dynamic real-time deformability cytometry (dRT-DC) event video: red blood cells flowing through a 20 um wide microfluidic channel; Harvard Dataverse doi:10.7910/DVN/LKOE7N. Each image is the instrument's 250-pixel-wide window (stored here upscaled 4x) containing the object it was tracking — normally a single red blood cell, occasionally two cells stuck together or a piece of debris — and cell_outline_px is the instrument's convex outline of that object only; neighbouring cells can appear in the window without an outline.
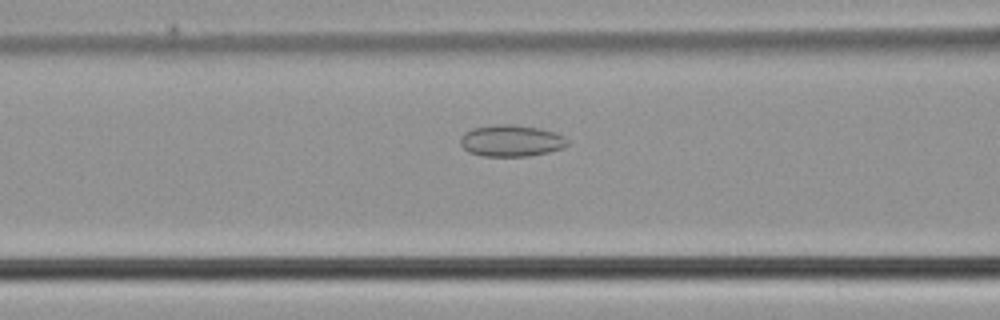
{"species": "common noctule bat (a hibernating species)", "species_latin": "Nyctalus noctula", "temperature_condition": "cold", "stored_images_in_passage": 38, "camera_frame_rate_fps": 3000, "um_per_image_px": 0.085, "animal": {"sex": "male", "body_mass_g": 21.5, "forearm_length_mm": 52.0}, "frame": {"image": 1, "passage_image": 14, "time_ms": 4.333, "image_size_px": [1000, 320], "cell_outline_px": [[568, 144], [564, 148], [548, 152], [528, 156], [484, 156], [468, 152], [460, 144], [460, 136], [464, 132], [472, 128], [496, 124], [512, 124], [540, 128], [556, 132], [564, 136], [568, 140]], "centroid_in_image_um": [43.45, 11.95], "position_along_channel_um": 123.1, "area_um2": 19.94}}
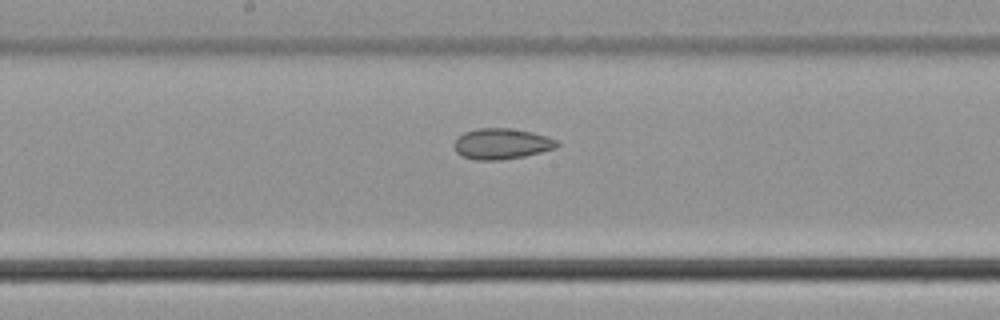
{"frame": {"image": 2, "passage_image": 20, "time_ms": 6.333, "image_size_px": [1000, 320], "cell_outline_px": [[560, 144], [556, 148], [524, 156], [500, 160], [476, 160], [460, 156], [456, 152], [452, 144], [464, 132], [476, 128], [508, 128], [532, 132], [548, 136], [556, 140]], "centroid_in_image_um": [42.62, 12.22], "position_along_channel_um": 205.6, "area_um2": 18.55}}
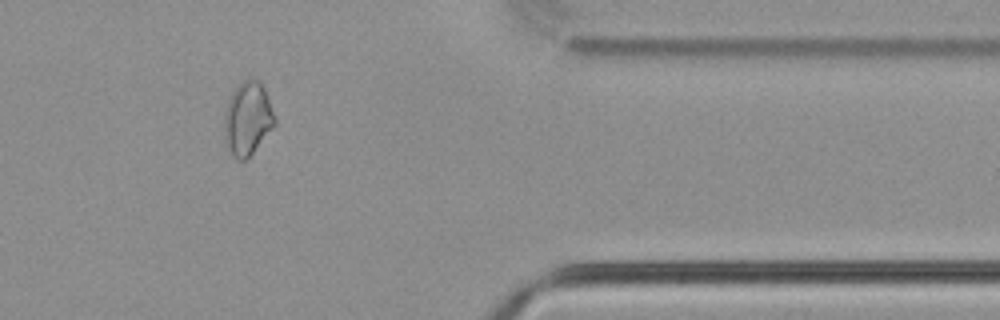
{"frame": {"image": 3, "passage_image": 35, "time_ms": 11.333, "image_size_px": [1000, 320], "cell_outline_px": [[276, 124], [252, 152], [244, 160], [236, 160], [232, 156], [228, 148], [224, 136], [224, 116], [228, 100], [232, 92], [248, 76], [256, 80], [264, 88], [268, 96], [276, 116]], "centroid_in_image_um": [21.05, 10.07], "position_along_channel_um": 390.4, "area_um2": 21.5}}